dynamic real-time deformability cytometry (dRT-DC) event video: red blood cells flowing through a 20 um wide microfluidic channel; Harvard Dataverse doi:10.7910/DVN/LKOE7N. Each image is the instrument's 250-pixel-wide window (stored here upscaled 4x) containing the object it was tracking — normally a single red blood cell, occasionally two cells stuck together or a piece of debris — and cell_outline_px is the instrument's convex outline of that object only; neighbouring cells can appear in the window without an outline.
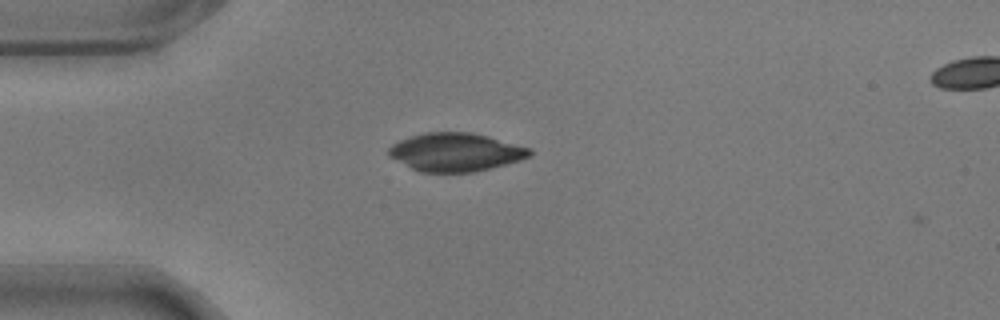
{"species": "common noctule bat (a hibernating species)", "species_latin": "Nyctalus noctula", "temperature_condition": "warm", "stored_images_in_passage": 3, "camera_frame_rate_fps": 3000, "um_per_image_px": 0.085, "animal": {"sex": "male", "body_mass_g": 17.9}, "frame": {"image": 1, "passage_image": 1, "time_ms": 0.0, "image_size_px": [1000, 320], "cell_outline_px": [[532, 156], [520, 160], [472, 172], [420, 172], [388, 156], [388, 148], [392, 144], [400, 140], [424, 132], [472, 132], [488, 136], [532, 148]], "centroid_in_image_um": [38.73, 12.92], "position_along_channel_um": 46.3, "area_um2": 31.39}}